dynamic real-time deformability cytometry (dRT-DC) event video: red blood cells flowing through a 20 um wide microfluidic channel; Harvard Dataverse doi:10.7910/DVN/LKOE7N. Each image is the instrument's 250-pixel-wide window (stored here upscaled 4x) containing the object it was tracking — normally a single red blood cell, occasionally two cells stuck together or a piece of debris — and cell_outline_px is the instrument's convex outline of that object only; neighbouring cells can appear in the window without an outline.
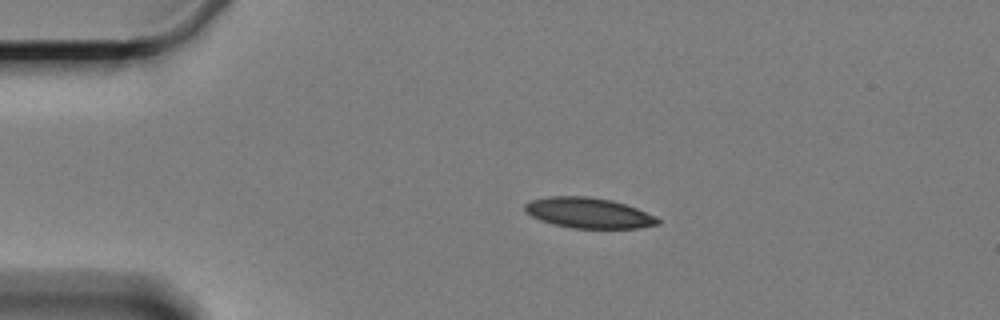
{"species": "Egyptian fruit bat (a non-hibernating species)", "species_latin": "Rousettus aegyptiacus", "temperature_condition": "cold", "stored_images_in_passage": 4, "camera_frame_rate_fps": 3000, "um_per_image_px": 0.085, "animal": {"sex": "female"}, "frame": {"image": 1, "passage_image": 3, "time_ms": 2.333, "image_size_px": [1000, 320], "cell_outline_px": [[660, 224], [640, 228], [572, 228], [552, 224], [540, 220], [532, 216], [524, 208], [524, 204], [532, 200], [548, 196], [588, 196], [612, 200], [636, 208], [656, 216], [660, 220]], "centroid_in_image_um": [50.04, 18.1], "position_along_channel_um": 35.0, "area_um2": 23.58}}